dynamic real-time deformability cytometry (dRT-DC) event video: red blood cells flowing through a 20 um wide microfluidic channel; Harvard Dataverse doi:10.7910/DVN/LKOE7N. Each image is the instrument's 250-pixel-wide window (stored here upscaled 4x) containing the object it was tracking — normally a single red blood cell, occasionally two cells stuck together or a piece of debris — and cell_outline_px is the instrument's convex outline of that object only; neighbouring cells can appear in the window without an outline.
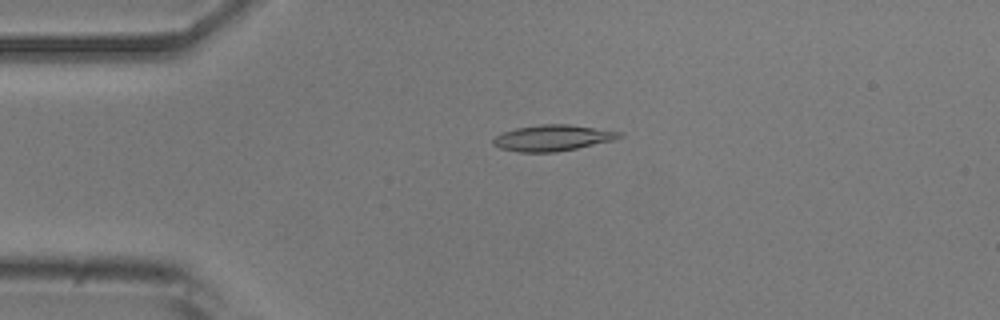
{"species": "common noctule bat (a hibernating species)", "species_latin": "Nyctalus noctula", "temperature_condition": "room temperature", "stored_images_in_passage": 3, "camera_frame_rate_fps": 3000, "um_per_image_px": 0.085, "animal": {"sex": "male", "body_mass_g": 20.5, "forearm_length_mm": 52.5}, "frame": {"image": 1, "passage_image": 1, "time_ms": 0.0, "image_size_px": [1000, 320], "cell_outline_px": [[624, 136], [616, 140], [556, 152], [516, 152], [500, 148], [492, 144], [492, 140], [496, 136], [504, 132], [516, 128], [540, 124], [568, 124], [620, 132]], "centroid_in_image_um": [46.97, 11.73], "position_along_channel_um": 38.0, "area_um2": 19.07}}
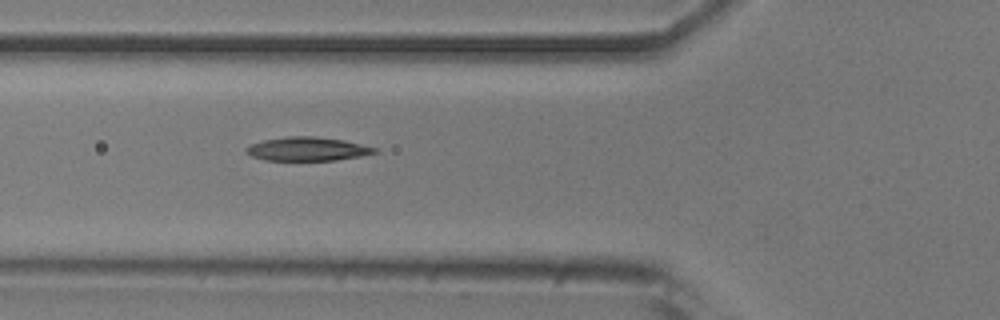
{"frame": {"image": 2, "passage_image": 3, "time_ms": 0.667, "image_size_px": [1000, 320], "cell_outline_px": [[380, 152], [360, 156], [336, 160], [264, 160], [252, 156], [244, 152], [244, 148], [252, 144], [264, 140], [288, 136], [312, 136], [344, 140], [376, 148]], "centroid_in_image_um": [26.12, 12.66], "position_along_channel_um": 99.7, "area_um2": 17.69}}